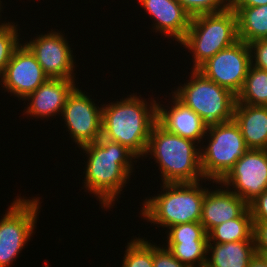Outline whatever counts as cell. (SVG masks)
I'll list each match as a JSON object with an SVG mask.
<instances>
[{"instance_id": "cell-1", "label": "cell", "mask_w": 267, "mask_h": 267, "mask_svg": "<svg viewBox=\"0 0 267 267\" xmlns=\"http://www.w3.org/2000/svg\"><path fill=\"white\" fill-rule=\"evenodd\" d=\"M86 153L83 187L99 200L101 208H112L130 183L139 158L126 146L103 138L79 147ZM135 161H134V160ZM138 159V160H136ZM134 167V168H133Z\"/></svg>"}, {"instance_id": "cell-2", "label": "cell", "mask_w": 267, "mask_h": 267, "mask_svg": "<svg viewBox=\"0 0 267 267\" xmlns=\"http://www.w3.org/2000/svg\"><path fill=\"white\" fill-rule=\"evenodd\" d=\"M102 105V137L126 146L139 159L146 153L151 129L157 122V100L126 95Z\"/></svg>"}, {"instance_id": "cell-3", "label": "cell", "mask_w": 267, "mask_h": 267, "mask_svg": "<svg viewBox=\"0 0 267 267\" xmlns=\"http://www.w3.org/2000/svg\"><path fill=\"white\" fill-rule=\"evenodd\" d=\"M148 155V156H147ZM154 158L162 183L198 182L205 180L198 143L173 134L157 122L151 129L144 158Z\"/></svg>"}, {"instance_id": "cell-4", "label": "cell", "mask_w": 267, "mask_h": 267, "mask_svg": "<svg viewBox=\"0 0 267 267\" xmlns=\"http://www.w3.org/2000/svg\"><path fill=\"white\" fill-rule=\"evenodd\" d=\"M202 183H162L157 196L145 197L139 215L164 230L178 224L200 222L203 198L208 189Z\"/></svg>"}, {"instance_id": "cell-5", "label": "cell", "mask_w": 267, "mask_h": 267, "mask_svg": "<svg viewBox=\"0 0 267 267\" xmlns=\"http://www.w3.org/2000/svg\"><path fill=\"white\" fill-rule=\"evenodd\" d=\"M239 41L236 13L227 7L218 13L193 16L180 46L193 55L191 69H198L219 51Z\"/></svg>"}, {"instance_id": "cell-6", "label": "cell", "mask_w": 267, "mask_h": 267, "mask_svg": "<svg viewBox=\"0 0 267 267\" xmlns=\"http://www.w3.org/2000/svg\"><path fill=\"white\" fill-rule=\"evenodd\" d=\"M190 75L186 83L179 84L171 93L207 125L233 120L237 96L207 79L197 69H191Z\"/></svg>"}, {"instance_id": "cell-7", "label": "cell", "mask_w": 267, "mask_h": 267, "mask_svg": "<svg viewBox=\"0 0 267 267\" xmlns=\"http://www.w3.org/2000/svg\"><path fill=\"white\" fill-rule=\"evenodd\" d=\"M204 139L208 145H200L203 182L211 181L214 184L229 172L249 148L234 119L208 125Z\"/></svg>"}, {"instance_id": "cell-8", "label": "cell", "mask_w": 267, "mask_h": 267, "mask_svg": "<svg viewBox=\"0 0 267 267\" xmlns=\"http://www.w3.org/2000/svg\"><path fill=\"white\" fill-rule=\"evenodd\" d=\"M40 197L17 196L0 219V267H10L35 233ZM16 258V259H15Z\"/></svg>"}, {"instance_id": "cell-9", "label": "cell", "mask_w": 267, "mask_h": 267, "mask_svg": "<svg viewBox=\"0 0 267 267\" xmlns=\"http://www.w3.org/2000/svg\"><path fill=\"white\" fill-rule=\"evenodd\" d=\"M92 100L77 84L67 96L62 110L64 127L78 148L102 136V104L99 107Z\"/></svg>"}, {"instance_id": "cell-10", "label": "cell", "mask_w": 267, "mask_h": 267, "mask_svg": "<svg viewBox=\"0 0 267 267\" xmlns=\"http://www.w3.org/2000/svg\"><path fill=\"white\" fill-rule=\"evenodd\" d=\"M250 66L249 46L239 40L209 58L197 70L207 79L230 90L237 96L243 88Z\"/></svg>"}, {"instance_id": "cell-11", "label": "cell", "mask_w": 267, "mask_h": 267, "mask_svg": "<svg viewBox=\"0 0 267 267\" xmlns=\"http://www.w3.org/2000/svg\"><path fill=\"white\" fill-rule=\"evenodd\" d=\"M61 32L51 30L45 34L36 35L33 40L31 38L23 44L35 56L43 72L49 78L77 80L75 79L76 73L74 74L75 56L72 54L73 50H71L69 41Z\"/></svg>"}, {"instance_id": "cell-12", "label": "cell", "mask_w": 267, "mask_h": 267, "mask_svg": "<svg viewBox=\"0 0 267 267\" xmlns=\"http://www.w3.org/2000/svg\"><path fill=\"white\" fill-rule=\"evenodd\" d=\"M219 183L249 204L267 189V150L248 149Z\"/></svg>"}, {"instance_id": "cell-13", "label": "cell", "mask_w": 267, "mask_h": 267, "mask_svg": "<svg viewBox=\"0 0 267 267\" xmlns=\"http://www.w3.org/2000/svg\"><path fill=\"white\" fill-rule=\"evenodd\" d=\"M2 90L13 94L18 101L25 99L40 87L49 77L43 72L35 56L23 44L14 51L4 74L0 77ZM2 82V83H1Z\"/></svg>"}, {"instance_id": "cell-14", "label": "cell", "mask_w": 267, "mask_h": 267, "mask_svg": "<svg viewBox=\"0 0 267 267\" xmlns=\"http://www.w3.org/2000/svg\"><path fill=\"white\" fill-rule=\"evenodd\" d=\"M138 3L153 18L152 31L176 43L184 38L192 17L177 0H138Z\"/></svg>"}, {"instance_id": "cell-15", "label": "cell", "mask_w": 267, "mask_h": 267, "mask_svg": "<svg viewBox=\"0 0 267 267\" xmlns=\"http://www.w3.org/2000/svg\"><path fill=\"white\" fill-rule=\"evenodd\" d=\"M171 95L172 102H168L166 106L157 101V123L166 131L201 145L208 125L191 108Z\"/></svg>"}, {"instance_id": "cell-16", "label": "cell", "mask_w": 267, "mask_h": 267, "mask_svg": "<svg viewBox=\"0 0 267 267\" xmlns=\"http://www.w3.org/2000/svg\"><path fill=\"white\" fill-rule=\"evenodd\" d=\"M76 80L48 78L34 92L30 93L23 101L27 100L28 107H25L24 114L27 117L37 119H49L62 114L67 96L76 86Z\"/></svg>"}, {"instance_id": "cell-17", "label": "cell", "mask_w": 267, "mask_h": 267, "mask_svg": "<svg viewBox=\"0 0 267 267\" xmlns=\"http://www.w3.org/2000/svg\"><path fill=\"white\" fill-rule=\"evenodd\" d=\"M218 188L207 189L202 203V217L200 223L207 234L216 226L240 217L248 204L228 188L218 182ZM221 185V186H219ZM220 187V188H219Z\"/></svg>"}, {"instance_id": "cell-18", "label": "cell", "mask_w": 267, "mask_h": 267, "mask_svg": "<svg viewBox=\"0 0 267 267\" xmlns=\"http://www.w3.org/2000/svg\"><path fill=\"white\" fill-rule=\"evenodd\" d=\"M233 119L249 149L267 150V107L236 103Z\"/></svg>"}, {"instance_id": "cell-19", "label": "cell", "mask_w": 267, "mask_h": 267, "mask_svg": "<svg viewBox=\"0 0 267 267\" xmlns=\"http://www.w3.org/2000/svg\"><path fill=\"white\" fill-rule=\"evenodd\" d=\"M255 255L254 241L208 243L206 265L209 267H248Z\"/></svg>"}, {"instance_id": "cell-20", "label": "cell", "mask_w": 267, "mask_h": 267, "mask_svg": "<svg viewBox=\"0 0 267 267\" xmlns=\"http://www.w3.org/2000/svg\"><path fill=\"white\" fill-rule=\"evenodd\" d=\"M230 9L237 16L239 40L248 44L258 39L267 38V4Z\"/></svg>"}, {"instance_id": "cell-21", "label": "cell", "mask_w": 267, "mask_h": 267, "mask_svg": "<svg viewBox=\"0 0 267 267\" xmlns=\"http://www.w3.org/2000/svg\"><path fill=\"white\" fill-rule=\"evenodd\" d=\"M254 241L253 221L249 208L238 218L228 220L208 233V243Z\"/></svg>"}, {"instance_id": "cell-22", "label": "cell", "mask_w": 267, "mask_h": 267, "mask_svg": "<svg viewBox=\"0 0 267 267\" xmlns=\"http://www.w3.org/2000/svg\"><path fill=\"white\" fill-rule=\"evenodd\" d=\"M236 103L267 107V70L250 66Z\"/></svg>"}, {"instance_id": "cell-23", "label": "cell", "mask_w": 267, "mask_h": 267, "mask_svg": "<svg viewBox=\"0 0 267 267\" xmlns=\"http://www.w3.org/2000/svg\"><path fill=\"white\" fill-rule=\"evenodd\" d=\"M166 243L164 246L187 267H201L207 262L208 241Z\"/></svg>"}, {"instance_id": "cell-24", "label": "cell", "mask_w": 267, "mask_h": 267, "mask_svg": "<svg viewBox=\"0 0 267 267\" xmlns=\"http://www.w3.org/2000/svg\"><path fill=\"white\" fill-rule=\"evenodd\" d=\"M125 248L122 267H154L153 244L150 240L135 237Z\"/></svg>"}, {"instance_id": "cell-25", "label": "cell", "mask_w": 267, "mask_h": 267, "mask_svg": "<svg viewBox=\"0 0 267 267\" xmlns=\"http://www.w3.org/2000/svg\"><path fill=\"white\" fill-rule=\"evenodd\" d=\"M6 22V23H5ZM0 22V77L4 74L14 51L20 46V31L15 22ZM19 31V33H18ZM20 42V43H19Z\"/></svg>"}, {"instance_id": "cell-26", "label": "cell", "mask_w": 267, "mask_h": 267, "mask_svg": "<svg viewBox=\"0 0 267 267\" xmlns=\"http://www.w3.org/2000/svg\"><path fill=\"white\" fill-rule=\"evenodd\" d=\"M165 242L208 241V234L200 222L183 223L165 231Z\"/></svg>"}, {"instance_id": "cell-27", "label": "cell", "mask_w": 267, "mask_h": 267, "mask_svg": "<svg viewBox=\"0 0 267 267\" xmlns=\"http://www.w3.org/2000/svg\"><path fill=\"white\" fill-rule=\"evenodd\" d=\"M191 17L200 14L218 13L228 7V0H177Z\"/></svg>"}, {"instance_id": "cell-28", "label": "cell", "mask_w": 267, "mask_h": 267, "mask_svg": "<svg viewBox=\"0 0 267 267\" xmlns=\"http://www.w3.org/2000/svg\"><path fill=\"white\" fill-rule=\"evenodd\" d=\"M251 55V65L267 70V38L248 43Z\"/></svg>"}, {"instance_id": "cell-29", "label": "cell", "mask_w": 267, "mask_h": 267, "mask_svg": "<svg viewBox=\"0 0 267 267\" xmlns=\"http://www.w3.org/2000/svg\"><path fill=\"white\" fill-rule=\"evenodd\" d=\"M153 264L154 267H187L178 261L164 244L158 246L156 243L153 244Z\"/></svg>"}, {"instance_id": "cell-30", "label": "cell", "mask_w": 267, "mask_h": 267, "mask_svg": "<svg viewBox=\"0 0 267 267\" xmlns=\"http://www.w3.org/2000/svg\"><path fill=\"white\" fill-rule=\"evenodd\" d=\"M253 238L256 254L267 257V222L253 221Z\"/></svg>"}, {"instance_id": "cell-31", "label": "cell", "mask_w": 267, "mask_h": 267, "mask_svg": "<svg viewBox=\"0 0 267 267\" xmlns=\"http://www.w3.org/2000/svg\"><path fill=\"white\" fill-rule=\"evenodd\" d=\"M252 221L267 222V189L248 204Z\"/></svg>"}, {"instance_id": "cell-32", "label": "cell", "mask_w": 267, "mask_h": 267, "mask_svg": "<svg viewBox=\"0 0 267 267\" xmlns=\"http://www.w3.org/2000/svg\"><path fill=\"white\" fill-rule=\"evenodd\" d=\"M267 0H228L229 8H245L266 5Z\"/></svg>"}, {"instance_id": "cell-33", "label": "cell", "mask_w": 267, "mask_h": 267, "mask_svg": "<svg viewBox=\"0 0 267 267\" xmlns=\"http://www.w3.org/2000/svg\"><path fill=\"white\" fill-rule=\"evenodd\" d=\"M248 267H267V257L256 254L251 259Z\"/></svg>"}, {"instance_id": "cell-34", "label": "cell", "mask_w": 267, "mask_h": 267, "mask_svg": "<svg viewBox=\"0 0 267 267\" xmlns=\"http://www.w3.org/2000/svg\"><path fill=\"white\" fill-rule=\"evenodd\" d=\"M1 4H2V1L0 0V13L3 11V9H2L3 6H2ZM1 17H2V16H1V14H0V18H1Z\"/></svg>"}]
</instances>
